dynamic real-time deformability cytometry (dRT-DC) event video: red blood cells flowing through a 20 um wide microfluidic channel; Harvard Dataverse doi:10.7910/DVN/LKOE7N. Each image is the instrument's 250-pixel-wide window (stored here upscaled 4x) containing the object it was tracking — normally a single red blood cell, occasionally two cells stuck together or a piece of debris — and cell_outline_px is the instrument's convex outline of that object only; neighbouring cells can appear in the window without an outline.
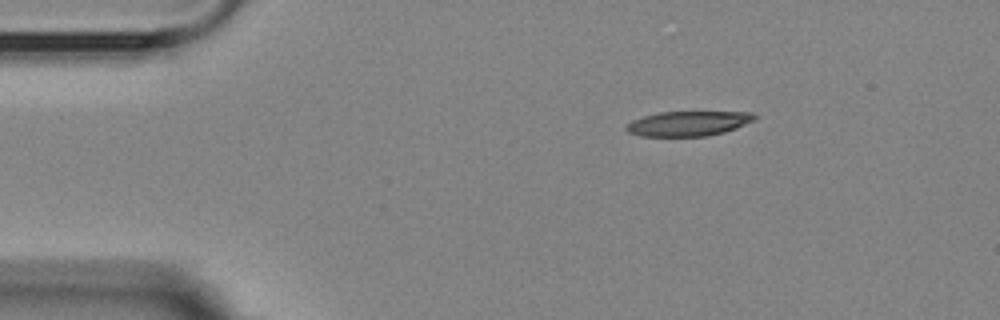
{"species": "Egyptian fruit bat (a non-hibernating species)", "species_latin": "Rousettus aegyptiacus", "temperature_condition": "room temperature", "stored_images_in_passage": 3, "camera_frame_rate_fps": 3000, "um_per_image_px": 0.085, "animal": {"sex": "female"}, "frame": {"image": 1, "passage_image": 1, "time_ms": 0.0, "image_size_px": [1000, 320], "cell_outline_px": [[756, 116], [752, 120], [736, 128], [724, 132], [708, 136], [640, 136], [628, 132], [624, 128], [632, 120], [644, 116], [660, 112], [752, 112]], "centroid_in_image_um": [58.47, 10.5], "position_along_channel_um": 26.5, "area_um2": 18.38}}